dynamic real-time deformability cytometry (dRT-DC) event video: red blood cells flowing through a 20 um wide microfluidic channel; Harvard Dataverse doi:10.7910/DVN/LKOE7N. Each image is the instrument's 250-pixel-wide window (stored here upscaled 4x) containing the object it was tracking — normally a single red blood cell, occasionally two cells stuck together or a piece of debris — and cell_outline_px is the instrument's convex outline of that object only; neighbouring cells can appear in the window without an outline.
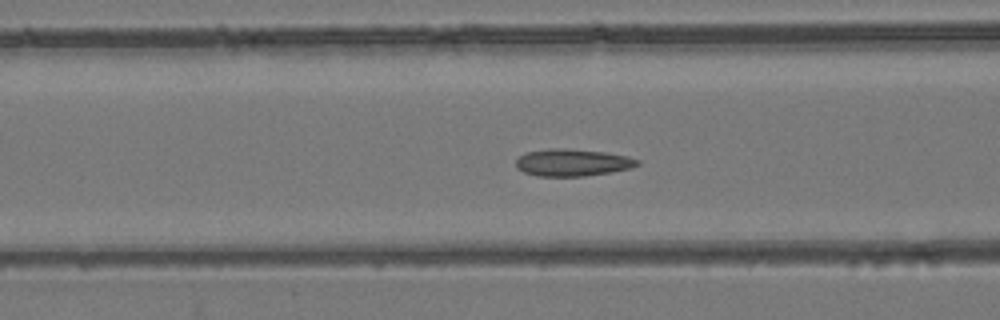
{"species": "common noctule bat (a hibernating species)", "species_latin": "Nyctalus noctula", "temperature_condition": "room temperature", "stored_images_in_passage": 53, "camera_frame_rate_fps": 3000, "um_per_image_px": 0.085, "animal": {"sex": "female", "body_mass_g": 24.6, "forearm_length_mm": 56.2}, "frame": {"image": 1, "passage_image": 20, "time_ms": 6.333, "image_size_px": [1000, 320], "cell_outline_px": [[640, 164], [632, 168], [612, 172], [584, 176], [536, 176], [524, 172], [516, 168], [516, 160], [520, 156], [528, 152], [548, 148], [564, 148], [608, 152], [628, 156], [640, 160]], "centroid_in_image_um": [48.7, 13.81], "position_along_channel_um": 117.9, "area_um2": 19.42}}
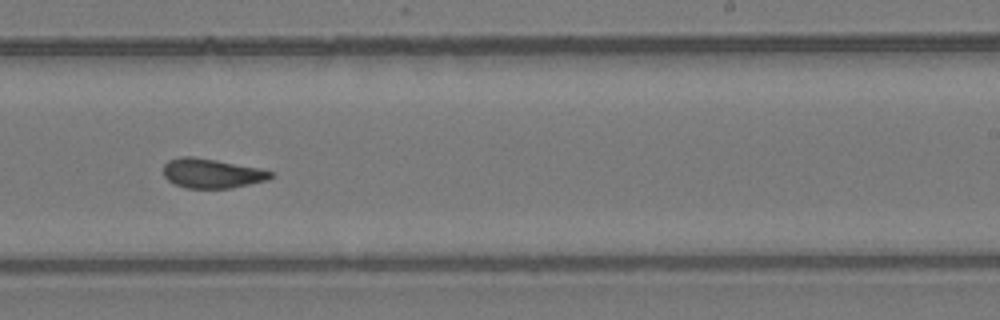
{"frame": {"image": 2, "passage_image": 32, "time_ms": 10.333, "image_size_px": [1000, 320], "cell_outline_px": [[272, 176], [268, 180], [232, 188], [184, 188], [168, 180], [164, 176], [164, 164], [168, 160], [180, 156], [192, 156], [216, 160], [260, 168], [272, 172]], "centroid_in_image_um": [17.99, 14.73], "position_along_channel_um": 271.0, "area_um2": 18.44}}
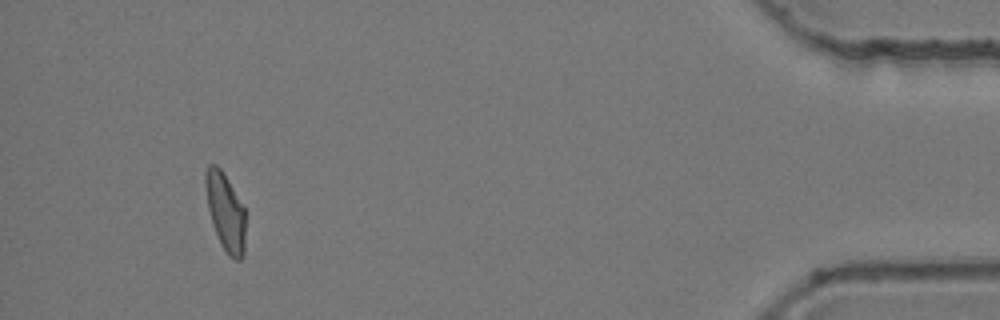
{"frame": {"image": 3, "passage_image": 49, "time_ms": 16.0, "image_size_px": [1000, 320], "cell_outline_px": [[244, 256], [240, 260], [236, 260], [228, 256], [220, 244], [212, 224], [208, 208], [204, 184], [204, 172], [208, 164], [216, 164], [220, 168], [244, 208]], "centroid_in_image_um": [19.13, 18.02], "position_along_channel_um": 416.1, "area_um2": 18.03}, "authors_computed_cell_mechanics": {"area_um2": 18.9006, "velocity_mm_per_s": 3.8373, "shape_relaxation_time_tau1_ms": null, "shape_relaxation_time_tau2_ms": 2.1568, "deformation_change_tau1": null, "deformation_change_tau2": 0.07}}